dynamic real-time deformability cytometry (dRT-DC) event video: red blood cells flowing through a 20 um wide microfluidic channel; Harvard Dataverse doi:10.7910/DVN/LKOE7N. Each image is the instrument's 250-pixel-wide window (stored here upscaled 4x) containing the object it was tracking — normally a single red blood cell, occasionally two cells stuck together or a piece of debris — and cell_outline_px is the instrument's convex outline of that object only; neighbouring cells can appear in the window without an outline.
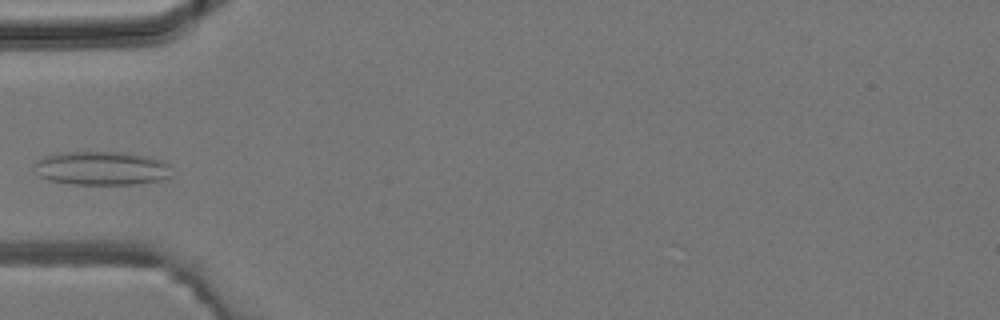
{"species": "common noctule bat (a hibernating species)", "species_latin": "Nyctalus noctula", "temperature_condition": "room temperature", "stored_images_in_passage": 4, "camera_frame_rate_fps": 3000, "um_per_image_px": 0.085, "animal": {"sex": "male", "body_mass_g": 19.2, "forearm_length_mm": 51.8}, "frame": {"image": 1, "passage_image": 4, "time_ms": 3.333, "image_size_px": [1000, 320], "cell_outline_px": [[172, 176], [168, 180], [136, 184], [72, 184], [48, 180], [40, 176], [32, 164], [36, 160], [44, 156], [68, 152], [120, 152], [148, 156], [172, 164]], "centroid_in_image_um": [8.71, 14.31], "position_along_channel_um": 76.3, "area_um2": 27.46}}